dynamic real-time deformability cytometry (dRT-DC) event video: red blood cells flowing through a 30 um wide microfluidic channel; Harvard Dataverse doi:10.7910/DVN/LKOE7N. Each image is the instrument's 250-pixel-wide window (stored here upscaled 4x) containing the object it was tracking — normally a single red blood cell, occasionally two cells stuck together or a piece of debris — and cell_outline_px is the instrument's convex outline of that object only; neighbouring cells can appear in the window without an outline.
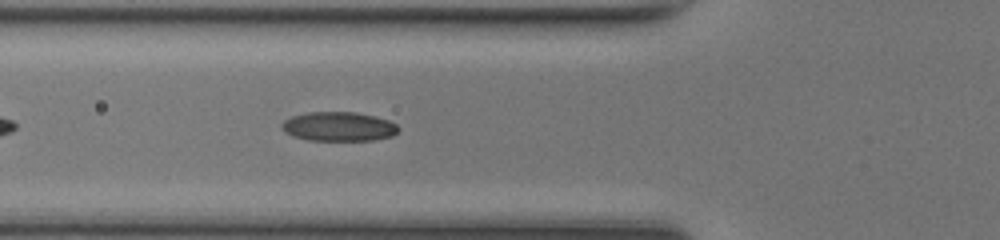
{"species": "common noctule bat (a hibernating species)", "species_latin": "Nyctalus noctula", "temperature_condition": "room temperature", "stored_images_in_passage": 35, "camera_frame_rate_fps": 3000, "um_per_image_px": 0.085, "animal": {"sex": "female", "body_mass_g": 17.0, "forearm_length_mm": 48.0}, "frame": {"image": 1, "passage_image": 6, "time_ms": 1.667, "image_size_px": [1000, 240], "cell_outline_px": [[400, 128], [392, 136], [376, 140], [308, 140], [292, 136], [284, 132], [280, 128], [280, 124], [284, 120], [292, 116], [308, 112], [356, 112], [376, 116], [388, 120], [396, 124]], "centroid_in_image_um": [28.77, 10.75], "position_along_channel_um": 97.0, "area_um2": 20.06}}
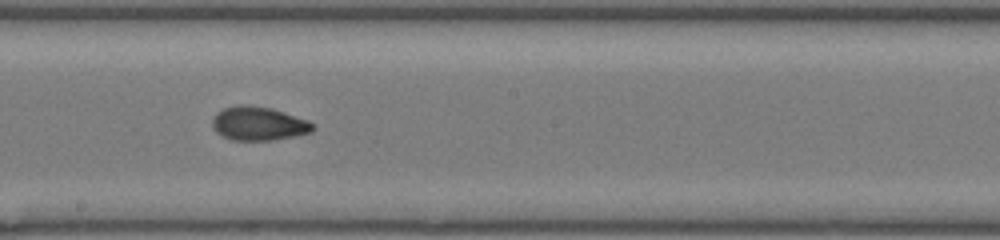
{"frame": {"image": 2, "passage_image": 15, "time_ms": 4.667, "image_size_px": [1000, 240], "cell_outline_px": [[316, 128], [312, 132], [272, 140], [232, 140], [216, 132], [212, 128], [212, 120], [216, 112], [224, 108], [240, 104], [248, 104], [272, 108], [308, 120]], "centroid_in_image_um": [21.96, 10.49], "position_along_channel_um": 226.2, "area_um2": 19.83}}
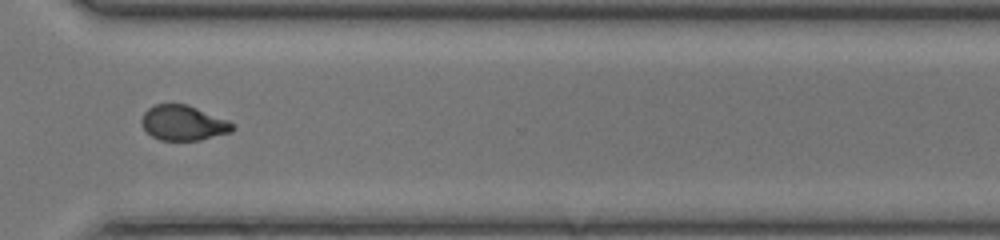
{"frame": {"image": 3, "passage_image": 24, "time_ms": 7.667, "image_size_px": [1000, 240], "cell_outline_px": [[236, 128], [232, 132], [200, 140], [160, 140], [152, 136], [140, 124], [140, 120], [144, 112], [148, 108], [156, 104], [188, 104], [228, 120], [236, 124]], "centroid_in_image_um": [15.61, 10.45], "position_along_channel_um": 355.0, "area_um2": 18.79}, "authors_computed_cell_mechanics": {"area_um2": 19.1318, "velocity_mm_per_s": 4.3029, "shape_relaxation_time_tau1_ms": 4.6276, "shape_relaxation_time_tau2_ms": 1.7404, "deformation_change_tau1": 0.1649, "deformation_change_tau2": 0.0553}}